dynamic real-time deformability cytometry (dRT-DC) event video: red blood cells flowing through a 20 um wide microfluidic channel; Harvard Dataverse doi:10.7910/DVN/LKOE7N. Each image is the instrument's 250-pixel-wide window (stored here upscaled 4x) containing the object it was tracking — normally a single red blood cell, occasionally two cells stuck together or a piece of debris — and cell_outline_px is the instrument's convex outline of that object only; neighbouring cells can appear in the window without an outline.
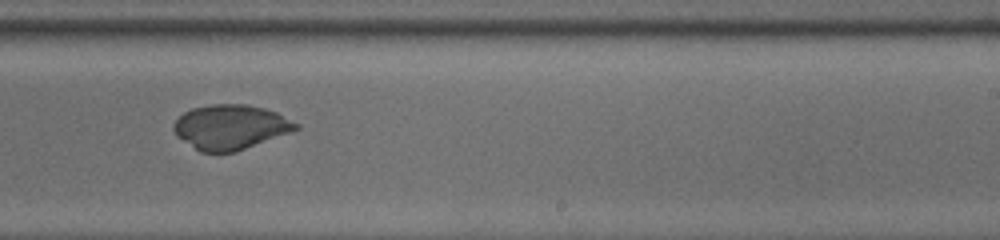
{"species": "common noctule bat (a hibernating species)", "species_latin": "Nyctalus noctula", "temperature_condition": "room temperature", "stored_images_in_passage": 52, "camera_frame_rate_fps": 3000, "um_per_image_px": 0.085, "animal": {"sex": "male", "body_mass_g": 13.0, "forearm_length_mm": 53.1}, "frame": {"image": 1, "passage_image": 35, "time_ms": 11.333, "image_size_px": [1000, 240], "cell_outline_px": [[300, 128], [292, 132], [236, 152], [200, 152], [176, 136], [172, 128], [172, 124], [184, 112], [192, 108], [212, 104], [248, 104], [264, 108], [276, 112], [300, 124]], "centroid_in_image_um": [19.6, 10.8], "position_along_channel_um": 269.4, "area_um2": 32.08}}
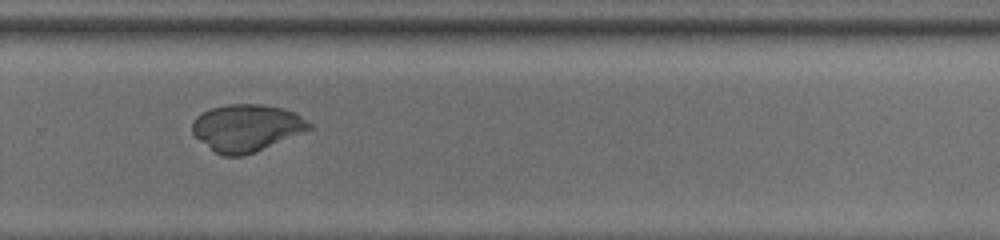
{"frame": {"image": 2, "passage_image": 38, "time_ms": 12.333, "image_size_px": [1000, 240], "cell_outline_px": [[312, 128], [244, 156], [224, 156], [216, 152], [200, 140], [192, 132], [192, 124], [196, 116], [212, 108], [228, 104], [260, 104], [284, 108], [296, 112], [312, 124]], "centroid_in_image_um": [20.97, 10.85], "position_along_channel_um": 308.8, "area_um2": 31.67}}